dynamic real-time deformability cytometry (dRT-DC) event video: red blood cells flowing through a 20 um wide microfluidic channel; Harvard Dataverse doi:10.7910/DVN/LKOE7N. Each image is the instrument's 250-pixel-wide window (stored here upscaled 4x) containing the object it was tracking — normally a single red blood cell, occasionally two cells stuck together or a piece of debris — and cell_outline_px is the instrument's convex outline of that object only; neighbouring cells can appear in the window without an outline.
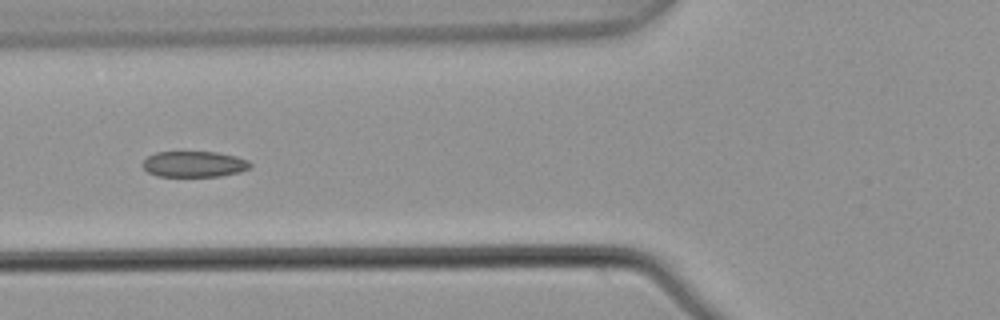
{"species": "common noctule bat (a hibernating species)", "species_latin": "Nyctalus noctula", "temperature_condition": "warm", "stored_images_in_passage": 5, "camera_frame_rate_fps": 3000, "um_per_image_px": 0.085, "animal": {"sex": "male", "body_mass_g": 21.5, "forearm_length_mm": 52.0}, "frame": {"image": 1, "passage_image": 3, "time_ms": 0.667, "image_size_px": [1000, 320], "cell_outline_px": [[252, 164], [248, 168], [240, 172], [220, 176], [156, 176], [148, 172], [140, 164], [148, 156], [156, 152], [216, 152], [236, 156], [248, 160]], "centroid_in_image_um": [16.48, 13.95], "position_along_channel_um": 109.3, "area_um2": 16.24}}
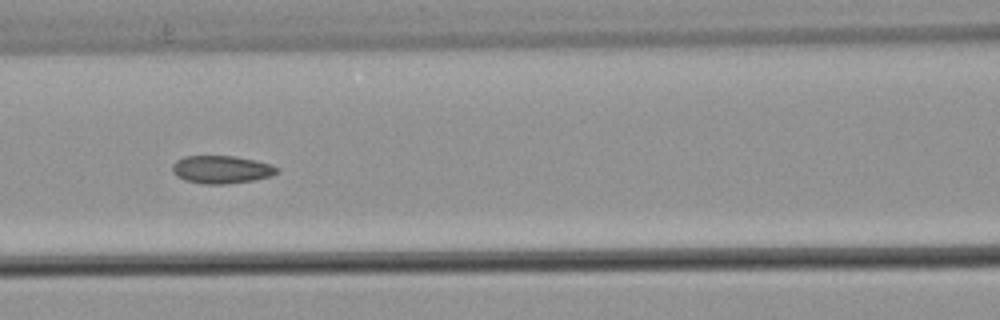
{"frame": {"image": 2, "passage_image": 4, "time_ms": 1.0, "image_size_px": [1000, 320], "cell_outline_px": [[280, 172], [272, 176], [252, 180], [224, 184], [200, 184], [184, 180], [176, 176], [172, 172], [172, 164], [176, 160], [184, 156], [236, 156], [256, 160], [272, 164], [280, 168]], "centroid_in_image_um": [18.83, 14.4], "position_along_channel_um": 147.8, "area_um2": 17.28}}